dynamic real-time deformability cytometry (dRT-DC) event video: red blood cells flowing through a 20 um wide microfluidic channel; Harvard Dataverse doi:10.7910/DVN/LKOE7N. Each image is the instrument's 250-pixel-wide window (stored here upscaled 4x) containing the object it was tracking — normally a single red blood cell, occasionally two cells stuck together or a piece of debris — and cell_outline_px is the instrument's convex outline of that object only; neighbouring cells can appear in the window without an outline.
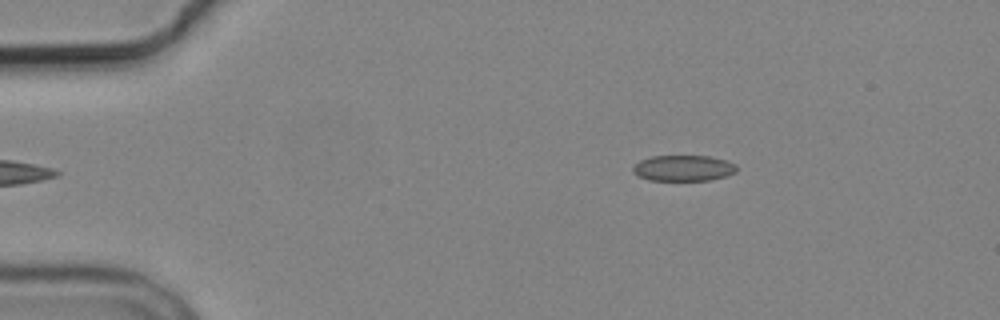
{"species": "common noctule bat (a hibernating species)", "species_latin": "Nyctalus noctula", "temperature_condition": "cold", "stored_images_in_passage": 5, "camera_frame_rate_fps": 3000, "um_per_image_px": 0.085, "animal": {"sex": "male", "body_mass_g": 19.2, "forearm_length_mm": 51.8}, "frame": {"image": 1, "passage_image": 5, "time_ms": 4.667, "image_size_px": [1000, 320], "cell_outline_px": [[736, 172], [712, 180], [648, 180], [632, 172], [632, 168], [640, 160], [652, 156], [708, 156], [728, 160], [736, 164]], "centroid_in_image_um": [58.1, 14.28], "position_along_channel_um": 26.9, "area_um2": 15.61}}